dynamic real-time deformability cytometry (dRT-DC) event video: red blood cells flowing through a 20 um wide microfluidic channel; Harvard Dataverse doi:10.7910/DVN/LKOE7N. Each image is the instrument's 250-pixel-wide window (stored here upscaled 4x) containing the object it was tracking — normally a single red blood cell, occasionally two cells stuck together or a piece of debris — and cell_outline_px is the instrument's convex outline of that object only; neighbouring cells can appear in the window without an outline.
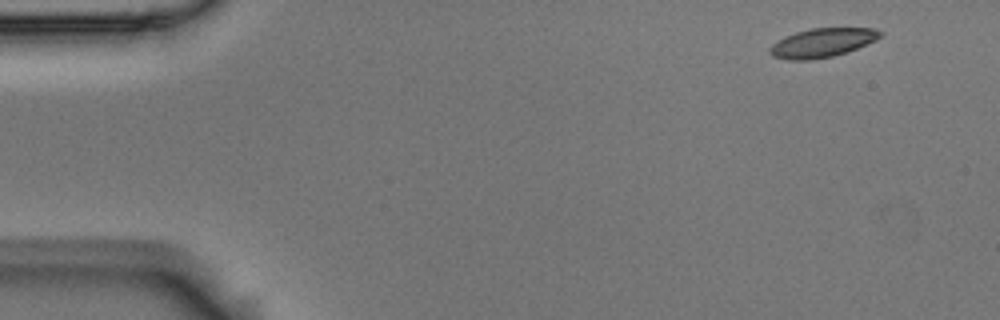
{"species": "Egyptian fruit bat (a non-hibernating species)", "species_latin": "Rousettus aegyptiacus", "temperature_condition": "room temperature", "stored_images_in_passage": 3, "camera_frame_rate_fps": 3000, "um_per_image_px": 0.085, "animal": {"sex": "male"}, "frame": {"image": 1, "passage_image": 1, "time_ms": 0.0, "image_size_px": [1000, 320], "cell_outline_px": [[884, 32], [876, 40], [848, 52], [832, 56], [812, 60], [788, 60], [772, 56], [768, 52], [768, 48], [772, 44], [784, 36], [796, 32], [812, 28], [876, 28]], "centroid_in_image_um": [69.88, 3.64], "position_along_channel_um": 15.1, "area_um2": 18.79}}